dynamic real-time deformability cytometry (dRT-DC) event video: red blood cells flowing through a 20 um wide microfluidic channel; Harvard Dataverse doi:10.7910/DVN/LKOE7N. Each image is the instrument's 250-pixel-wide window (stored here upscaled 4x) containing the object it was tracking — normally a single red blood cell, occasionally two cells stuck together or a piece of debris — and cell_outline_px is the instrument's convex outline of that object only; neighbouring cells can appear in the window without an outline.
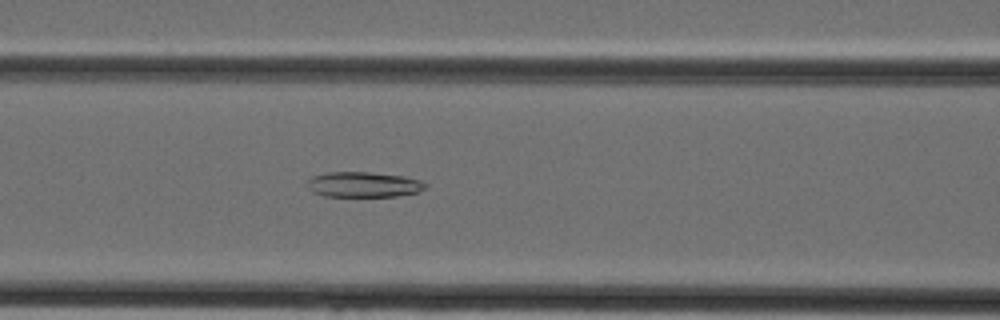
{"species": "Egyptian fruit bat (a non-hibernating species)", "species_latin": "Rousettus aegyptiacus", "temperature_condition": "cold", "stored_images_in_passage": 32, "camera_frame_rate_fps": 3000, "um_per_image_px": 0.085, "animal": {"sex": "female"}, "frame": {"image": 1, "passage_image": 10, "time_ms": 3.0, "image_size_px": [1000, 320], "cell_outline_px": [[428, 188], [420, 192], [396, 196], [324, 196], [312, 192], [308, 188], [308, 180], [312, 176], [328, 172], [368, 172], [404, 176], [420, 180], [428, 184]], "centroid_in_image_um": [30.94, 15.69], "position_along_channel_um": 135.7, "area_um2": 17.57}}
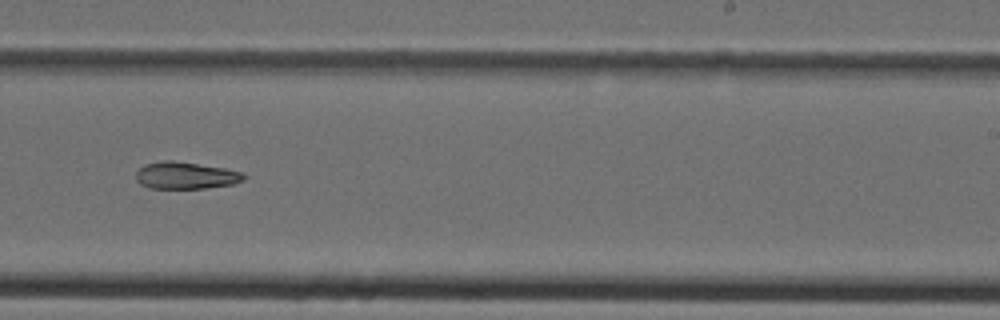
{"frame": {"image": 2, "passage_image": 18, "time_ms": 5.667, "image_size_px": [1000, 320], "cell_outline_px": [[248, 176], [244, 180], [232, 184], [204, 188], [152, 188], [140, 184], [136, 180], [136, 172], [144, 164], [164, 160], [172, 160], [224, 168], [244, 172]], "centroid_in_image_um": [15.8, 14.91], "position_along_channel_um": 273.2, "area_um2": 16.99}}
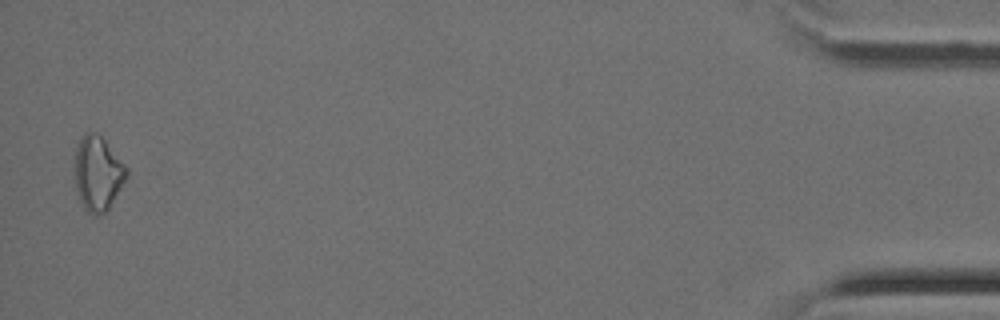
{"frame": {"image": 3, "passage_image": 32, "time_ms": 10.333, "image_size_px": [1000, 320], "cell_outline_px": [[128, 176], [108, 208], [104, 212], [92, 216], [84, 208], [80, 200], [76, 188], [76, 148], [80, 140], [88, 132], [96, 132], [104, 140], [128, 168]], "centroid_in_image_um": [8.33, 14.75], "position_along_channel_um": 426.9, "area_um2": 21.91}}